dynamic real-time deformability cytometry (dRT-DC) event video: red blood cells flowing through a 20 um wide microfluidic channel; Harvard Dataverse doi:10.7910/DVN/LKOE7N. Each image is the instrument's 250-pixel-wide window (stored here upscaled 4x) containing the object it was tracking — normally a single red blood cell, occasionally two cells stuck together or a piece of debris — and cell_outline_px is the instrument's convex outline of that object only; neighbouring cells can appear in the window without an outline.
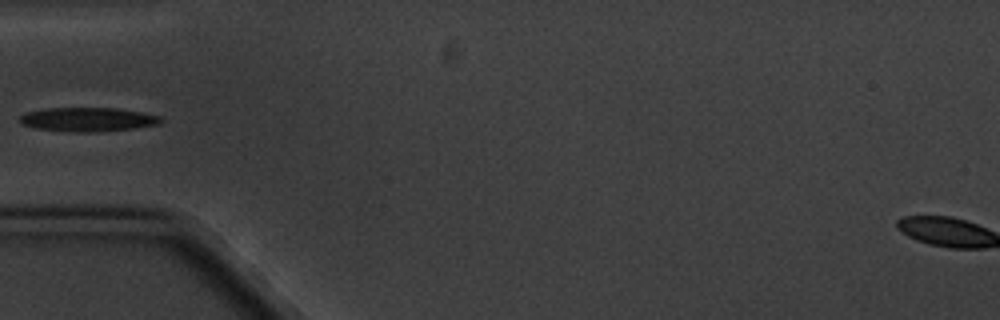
{"species": "common noctule bat (a hibernating species)", "species_latin": "Nyctalus noctula", "temperature_condition": "cold", "stored_images_in_passage": 2, "camera_frame_rate_fps": 3000, "um_per_image_px": 0.085, "animal": {"sex": "male", "body_mass_g": 20.1, "forearm_length_mm": 53.5}, "frame": {"image": 1, "passage_image": 2, "time_ms": 1.333, "image_size_px": [1000, 320], "cell_outline_px": [[164, 120], [160, 124], [132, 128], [96, 132], [76, 132], [36, 128], [20, 124], [20, 116], [24, 112], [44, 108], [120, 108], [160, 116]], "centroid_in_image_um": [7.45, 10.14], "position_along_channel_um": 77.6, "area_um2": 19.77}}